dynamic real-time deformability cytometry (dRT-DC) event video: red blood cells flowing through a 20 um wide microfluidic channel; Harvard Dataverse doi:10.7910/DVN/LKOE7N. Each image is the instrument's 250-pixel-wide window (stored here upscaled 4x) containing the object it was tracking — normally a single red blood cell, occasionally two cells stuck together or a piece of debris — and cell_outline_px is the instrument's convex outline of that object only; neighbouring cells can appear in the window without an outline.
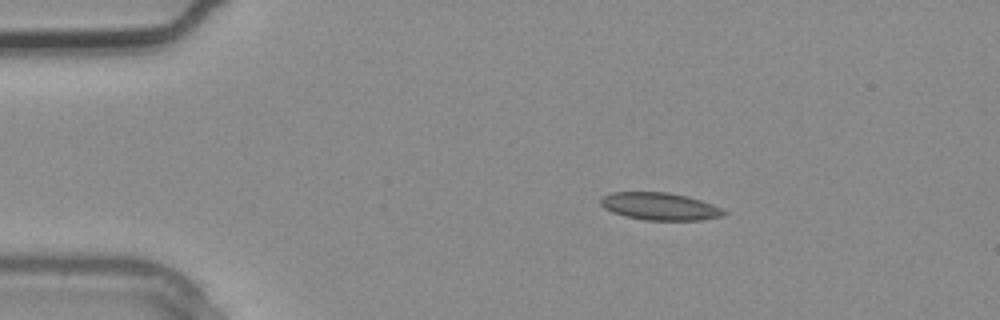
{"species": "common noctule bat (a hibernating species)", "species_latin": "Nyctalus noctula", "temperature_condition": "warm", "stored_images_in_passage": 4, "camera_frame_rate_fps": 3000, "um_per_image_px": 0.085, "animal": {"sex": "male", "body_mass_g": 20.4}, "frame": {"image": 1, "passage_image": 3, "time_ms": 0.667, "image_size_px": [1000, 320], "cell_outline_px": [[728, 212], [724, 216], [700, 220], [644, 220], [624, 216], [612, 212], [604, 208], [600, 204], [600, 200], [604, 196], [612, 192], [668, 192], [688, 196], [712, 204]], "centroid_in_image_um": [56.09, 17.54], "position_along_channel_um": 28.9, "area_um2": 19.77}}